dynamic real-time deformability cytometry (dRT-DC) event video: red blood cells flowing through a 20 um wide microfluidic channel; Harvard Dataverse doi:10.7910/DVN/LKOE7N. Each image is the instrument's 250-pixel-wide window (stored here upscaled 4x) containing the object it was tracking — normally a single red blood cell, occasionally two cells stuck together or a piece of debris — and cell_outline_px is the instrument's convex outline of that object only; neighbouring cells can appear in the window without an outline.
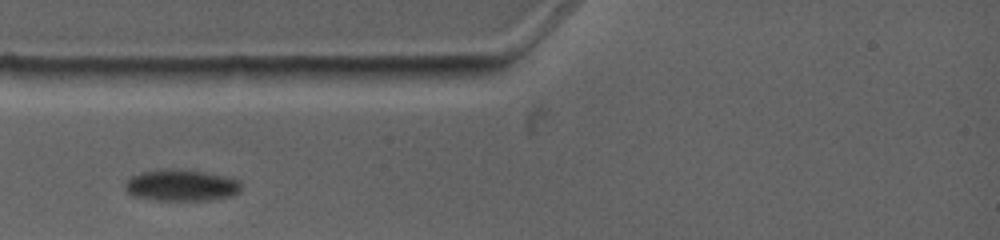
{"species": "common noctule bat (a hibernating species)", "species_latin": "Nyctalus noctula", "temperature_condition": "warm", "stored_images_in_passage": 4, "camera_frame_rate_fps": 4500, "um_per_image_px": 0.085, "animal": {"sex": "female", "body_mass_g": 19.0, "forearm_length_mm": 53.3}, "frame": {"image": 1, "passage_image": 2, "time_ms": 1.111, "image_size_px": [1000, 240], "cell_outline_px": [[240, 192], [232, 196], [208, 200], [156, 200], [132, 196], [124, 188], [124, 184], [132, 176], [140, 172], [160, 168], [176, 168], [204, 172], [224, 176], [240, 180]], "centroid_in_image_um": [15.38, 15.74], "position_along_channel_um": 69.6, "area_um2": 21.56}}
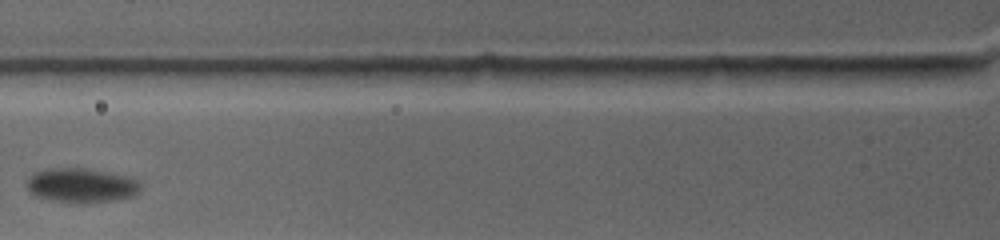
{"frame": {"image": 2, "passage_image": 3, "time_ms": 2.444, "image_size_px": [1000, 240], "cell_outline_px": [[140, 188], [132, 196], [112, 200], [48, 200], [36, 196], [28, 188], [28, 180], [36, 172], [52, 168], [84, 168], [108, 172], [124, 176], [136, 180], [140, 184]], "centroid_in_image_um": [6.9, 15.71], "position_along_channel_um": 118.9, "area_um2": 21.5}}
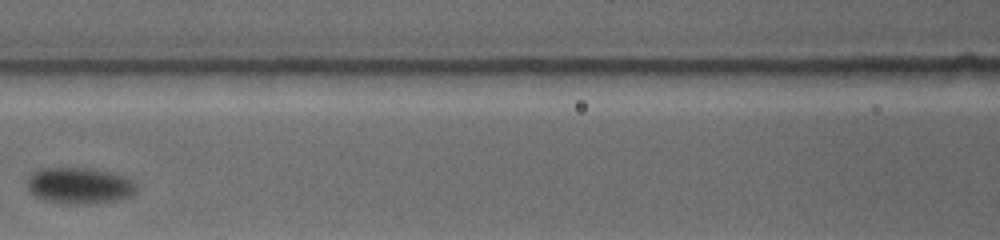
{"frame": {"image": 3, "passage_image": 4, "time_ms": 3.556, "image_size_px": [1000, 240], "cell_outline_px": [[136, 192], [132, 196], [116, 200], [88, 204], [64, 204], [44, 200], [28, 192], [28, 176], [32, 172], [44, 168], [88, 168], [108, 172], [120, 176], [136, 184]], "centroid_in_image_um": [6.7, 15.8], "position_along_channel_um": 159.9, "area_um2": 22.95}}